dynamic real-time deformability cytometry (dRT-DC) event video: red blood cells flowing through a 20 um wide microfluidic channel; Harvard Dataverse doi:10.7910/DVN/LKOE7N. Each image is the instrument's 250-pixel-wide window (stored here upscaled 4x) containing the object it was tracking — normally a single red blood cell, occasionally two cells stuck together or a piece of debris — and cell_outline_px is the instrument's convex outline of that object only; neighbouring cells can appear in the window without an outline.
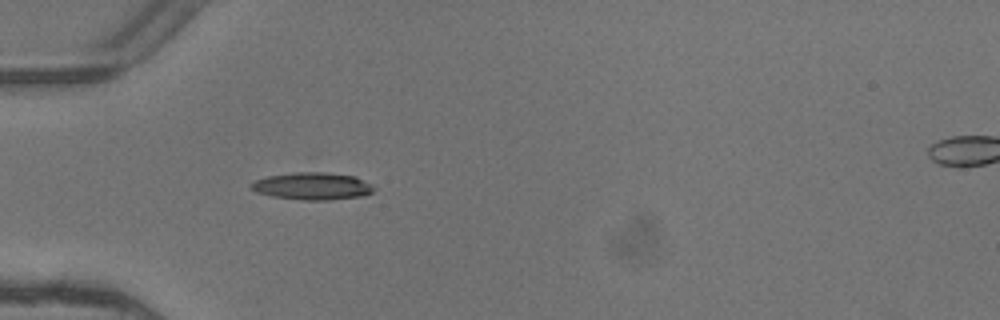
{"species": "common noctule bat (a hibernating species)", "species_latin": "Nyctalus noctula", "temperature_condition": "warm", "stored_images_in_passage": 2, "camera_frame_rate_fps": 3000, "um_per_image_px": 0.085, "animal": {"sex": "female"}, "frame": {"image": 1, "passage_image": 1, "time_ms": 0.0, "image_size_px": [1000, 320], "cell_outline_px": [[376, 188], [372, 192], [364, 196], [328, 200], [304, 200], [272, 196], [256, 192], [252, 188], [252, 184], [256, 180], [268, 176], [292, 172], [324, 172], [356, 176], [372, 184]], "centroid_in_image_um": [26.62, 15.82], "position_along_channel_um": 58.4, "area_um2": 19.54}}